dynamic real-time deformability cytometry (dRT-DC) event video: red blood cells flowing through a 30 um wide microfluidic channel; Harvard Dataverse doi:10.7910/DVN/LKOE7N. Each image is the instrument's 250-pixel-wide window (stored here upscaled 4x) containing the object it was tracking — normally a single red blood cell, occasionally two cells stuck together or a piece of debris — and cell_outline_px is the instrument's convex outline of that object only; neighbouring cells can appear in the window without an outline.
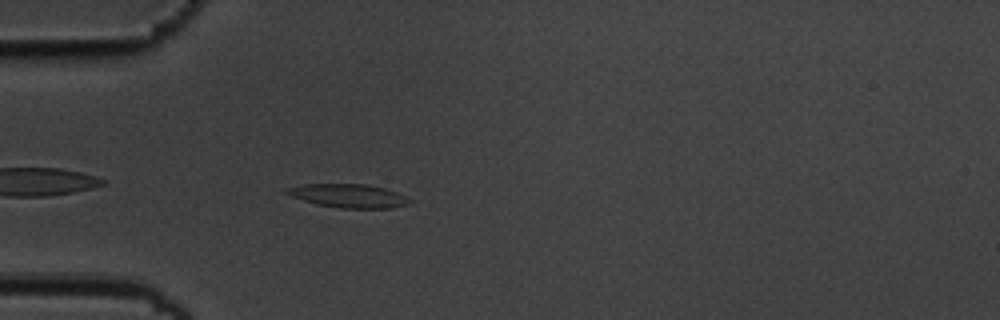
{"species": "common noctule bat (a hibernating species)", "species_latin": "Nyctalus noctula", "temperature_condition": "cold", "stored_images_in_passage": 43, "camera_frame_rate_fps": 3000, "um_per_image_px": 0.085, "animal": {"sex": "male", "body_mass_g": 19.5, "forearm_length_mm": 54.6}, "frame": {"image": 1, "passage_image": 4, "time_ms": 1.0, "image_size_px": [1000, 320], "cell_outline_px": [[412, 200], [408, 204], [392, 208], [340, 208], [316, 204], [292, 196], [284, 192], [284, 188], [304, 184], [364, 184], [384, 188], [396, 192]], "centroid_in_image_um": [29.6, 16.64], "position_along_channel_um": 55.4, "area_um2": 16.76}}
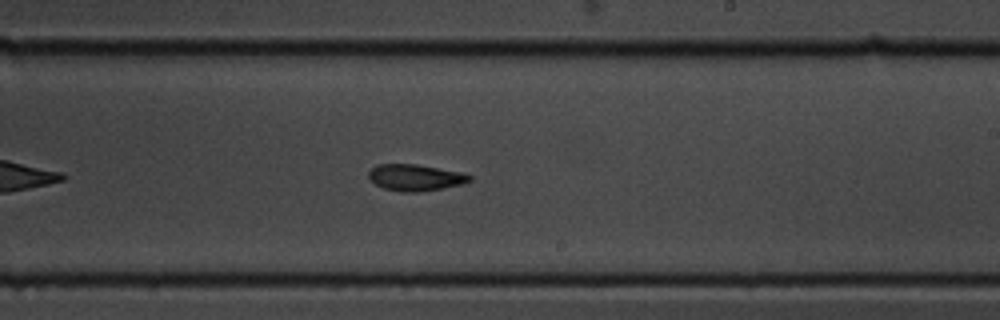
{"frame": {"image": 2, "passage_image": 21, "time_ms": 6.667, "image_size_px": [1000, 320], "cell_outline_px": [[472, 180], [464, 184], [420, 192], [400, 192], [384, 188], [376, 184], [368, 176], [368, 172], [376, 164], [416, 164], [460, 172], [472, 176]], "centroid_in_image_um": [35.31, 15.09], "position_along_channel_um": 253.7, "area_um2": 15.55}}
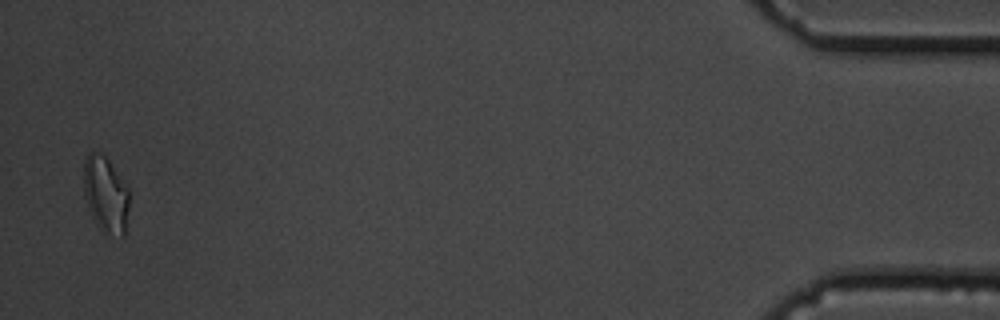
{"frame": {"image": 3, "passage_image": 42, "time_ms": 13.667, "image_size_px": [1000, 320], "cell_outline_px": [[128, 208], [124, 236], [120, 236], [108, 232], [100, 228], [96, 224], [92, 216], [84, 196], [84, 160], [88, 152], [100, 152], [108, 160], [128, 188]], "centroid_in_image_um": [8.96, 16.5], "position_along_channel_um": 426.2, "area_um2": 19.77}, "authors_computed_cell_mechanics": {"area_um2": 16.184, "velocity_mm_per_s": 3.6458, "shape_relaxation_time_tau1_ms": 3.6029, "shape_relaxation_time_tau2_ms": 6.6513, "deformation_change_tau1": 0.1499, "deformation_change_tau2": 0.1523}}